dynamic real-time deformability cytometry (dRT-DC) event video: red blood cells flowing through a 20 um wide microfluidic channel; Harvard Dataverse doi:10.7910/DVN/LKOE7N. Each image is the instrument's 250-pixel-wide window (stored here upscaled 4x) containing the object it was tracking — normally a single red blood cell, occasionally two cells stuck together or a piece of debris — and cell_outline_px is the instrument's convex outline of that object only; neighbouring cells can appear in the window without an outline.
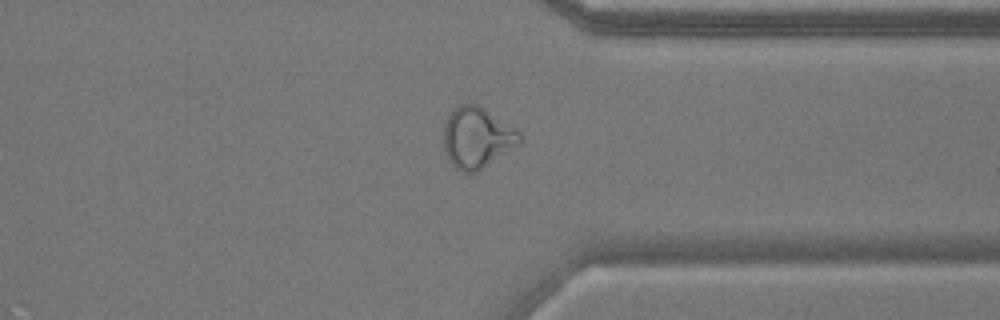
{"species": "common noctule bat (a hibernating species)", "species_latin": "Nyctalus noctula", "temperature_condition": "warm", "stored_images_in_passage": 46, "camera_frame_rate_fps": 3000, "um_per_image_px": 0.085, "animal": {"sex": "male", "body_mass_g": 17.9}, "frame": {"image": 1, "passage_image": 33, "time_ms": 10.667, "image_size_px": [1000, 320], "cell_outline_px": [[524, 136], [520, 144], [476, 172], [464, 172], [456, 168], [448, 160], [444, 148], [444, 120], [456, 104], [476, 104], [484, 108], [516, 128]], "centroid_in_image_um": [40.55, 11.68], "position_along_channel_um": 370.9, "area_um2": 27.17}}
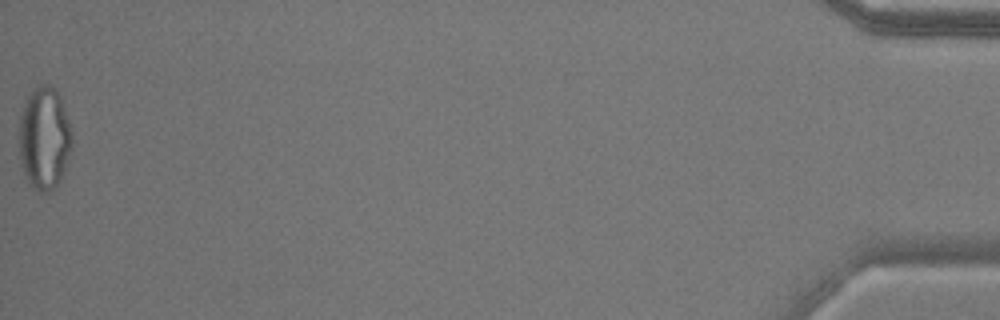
{"frame": {"image": 2, "passage_image": 46, "time_ms": 15.0, "image_size_px": [1000, 320], "cell_outline_px": [[72, 148], [64, 172], [60, 180], [48, 192], [40, 192], [28, 180], [24, 172], [20, 156], [20, 116], [24, 104], [32, 88], [40, 84], [48, 84], [60, 96], [72, 132]], "centroid_in_image_um": [3.79, 11.72], "position_along_channel_um": 431.4, "area_um2": 31.27}, "authors_computed_cell_mechanics": {"area_um2": 26.6458, "velocity_mm_per_s": 3.6807, "shape_relaxation_time_tau1_ms": null, "shape_relaxation_time_tau2_ms": 1.101, "deformation_change_tau1": null, "deformation_change_tau2": 0.0993}}